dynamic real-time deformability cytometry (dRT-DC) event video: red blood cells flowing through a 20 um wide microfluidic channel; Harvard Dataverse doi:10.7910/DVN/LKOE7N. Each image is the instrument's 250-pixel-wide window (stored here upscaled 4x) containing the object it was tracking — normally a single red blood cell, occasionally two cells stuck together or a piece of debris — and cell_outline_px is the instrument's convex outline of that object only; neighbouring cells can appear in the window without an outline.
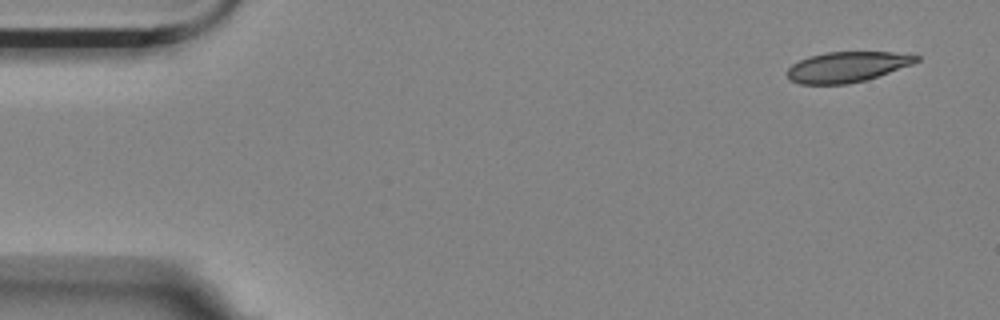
{"species": "Egyptian fruit bat (a non-hibernating species)", "species_latin": "Rousettus aegyptiacus", "temperature_condition": "room temperature", "stored_images_in_passage": 3, "camera_frame_rate_fps": 3000, "um_per_image_px": 0.085, "animal": {"sex": "female"}, "frame": {"image": 1, "passage_image": 3, "time_ms": 0.667, "image_size_px": [1000, 320], "cell_outline_px": [[920, 60], [912, 64], [864, 80], [848, 84], [800, 84], [792, 80], [784, 72], [792, 64], [808, 56], [828, 52], [892, 52], [920, 56]], "centroid_in_image_um": [71.96, 5.68], "position_along_channel_um": 13.0, "area_um2": 22.66}}